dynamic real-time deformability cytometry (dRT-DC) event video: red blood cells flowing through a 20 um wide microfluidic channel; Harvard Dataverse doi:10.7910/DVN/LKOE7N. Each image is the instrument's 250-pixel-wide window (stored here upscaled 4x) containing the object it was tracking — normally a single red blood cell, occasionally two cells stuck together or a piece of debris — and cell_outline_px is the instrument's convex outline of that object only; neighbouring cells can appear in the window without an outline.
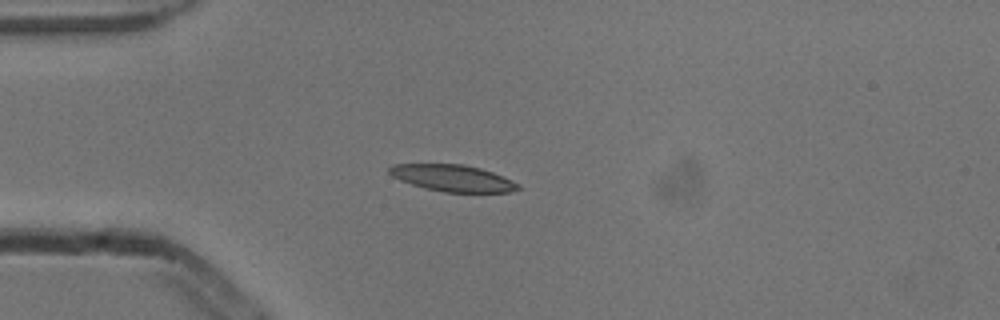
{"species": "common noctule bat (a hibernating species)", "species_latin": "Nyctalus noctula", "temperature_condition": "cold", "stored_images_in_passage": 4, "camera_frame_rate_fps": 3000, "um_per_image_px": 0.085, "animal": {"sex": "male", "body_mass_g": 13.3}, "frame": {"image": 1, "passage_image": 2, "time_ms": 0.333, "image_size_px": [1000, 320], "cell_outline_px": [[520, 188], [508, 192], [444, 192], [424, 188], [400, 180], [392, 176], [388, 172], [388, 168], [392, 164], [464, 164], [480, 168], [504, 176], [520, 184]], "centroid_in_image_um": [38.47, 15.13], "position_along_channel_um": 46.5, "area_um2": 20.0}}
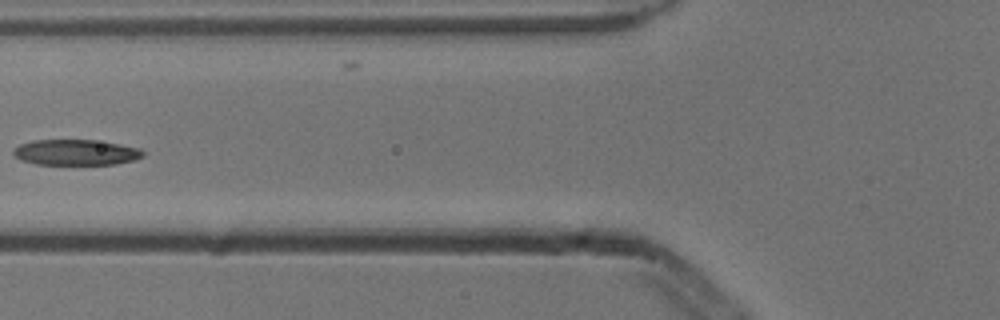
{"frame": {"image": 2, "passage_image": 4, "time_ms": 1.0, "image_size_px": [1000, 320], "cell_outline_px": [[144, 156], [136, 160], [116, 164], [36, 164], [20, 160], [12, 152], [12, 148], [20, 144], [32, 140], [92, 140], [140, 148], [144, 152]], "centroid_in_image_um": [6.43, 12.95], "position_along_channel_um": 119.4, "area_um2": 19.36}}